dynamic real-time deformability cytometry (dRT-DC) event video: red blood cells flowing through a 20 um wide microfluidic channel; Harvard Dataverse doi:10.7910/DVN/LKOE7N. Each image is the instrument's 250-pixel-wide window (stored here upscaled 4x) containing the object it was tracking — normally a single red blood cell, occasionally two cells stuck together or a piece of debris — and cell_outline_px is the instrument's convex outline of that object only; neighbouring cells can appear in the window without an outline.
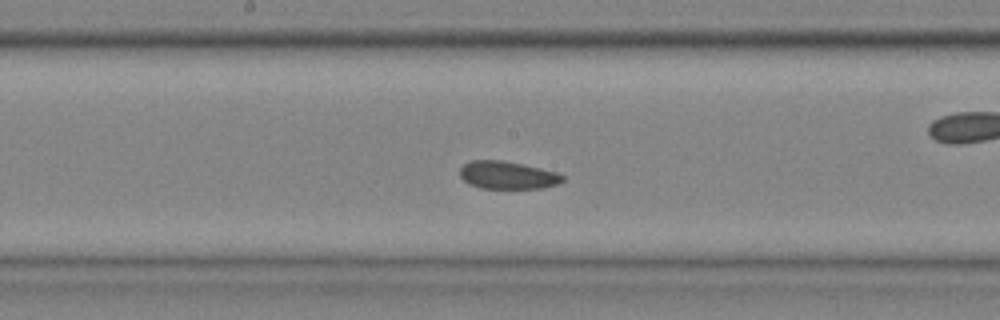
{"species": "common noctule bat (a hibernating species)", "species_latin": "Nyctalus noctula", "temperature_condition": "cold", "stored_images_in_passage": 35, "camera_frame_rate_fps": 3000, "um_per_image_px": 0.085, "animal": {"sex": "male", "body_mass_g": 20.4}, "frame": {"image": 1, "passage_image": 16, "time_ms": 5.0, "image_size_px": [1000, 320], "cell_outline_px": [[564, 180], [560, 184], [544, 188], [480, 188], [468, 184], [460, 176], [460, 168], [464, 164], [472, 160], [504, 160], [556, 172], [564, 176]], "centroid_in_image_um": [43.14, 14.89], "position_along_channel_um": 205.1, "area_um2": 16.65}}